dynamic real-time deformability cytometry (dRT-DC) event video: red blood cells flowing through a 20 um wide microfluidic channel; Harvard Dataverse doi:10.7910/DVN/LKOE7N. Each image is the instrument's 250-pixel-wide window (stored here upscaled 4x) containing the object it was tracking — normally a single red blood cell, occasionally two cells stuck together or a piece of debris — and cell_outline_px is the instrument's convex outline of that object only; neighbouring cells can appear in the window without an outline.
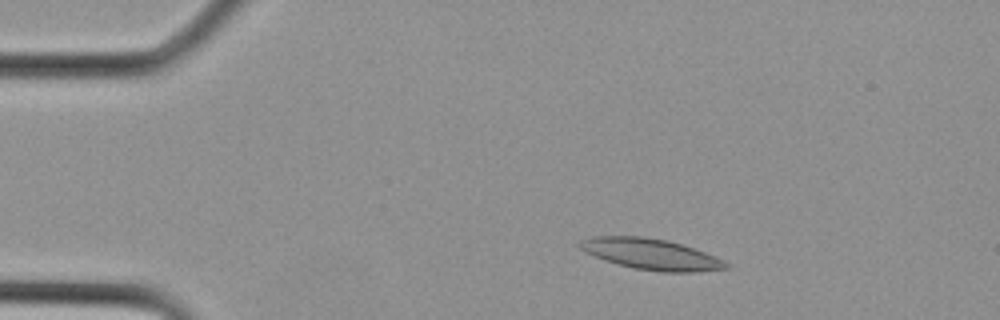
{"species": "Egyptian fruit bat (a non-hibernating species)", "species_latin": "Rousettus aegyptiacus", "temperature_condition": "cold", "stored_images_in_passage": 12, "camera_frame_rate_fps": 3000, "um_per_image_px": 0.085, "animal": {"sex": "female"}, "frame": {"image": 1, "passage_image": 3, "time_ms": 0.667, "image_size_px": [1000, 320], "cell_outline_px": [[732, 268], [696, 272], [660, 272], [636, 268], [604, 260], [584, 252], [580, 248], [580, 240], [592, 236], [644, 236], [668, 240], [716, 256], [732, 264]], "centroid_in_image_um": [55.39, 21.6], "position_along_channel_um": 29.6, "area_um2": 26.41}}
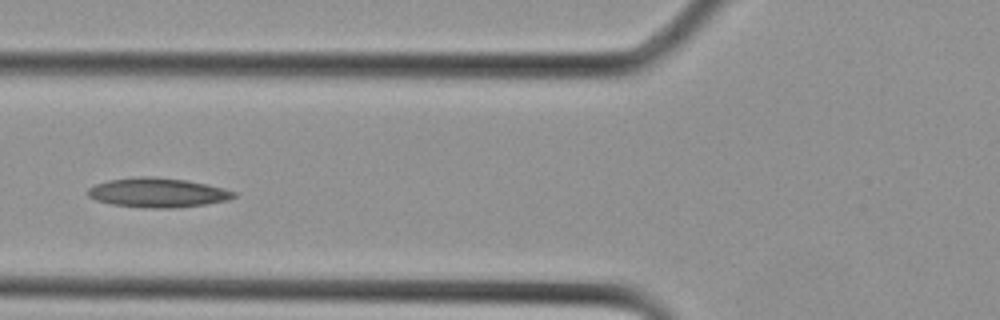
{"frame": {"image": 2, "passage_image": 9, "time_ms": 2.667, "image_size_px": [1000, 320], "cell_outline_px": [[236, 196], [228, 200], [204, 204], [176, 208], [148, 208], [112, 204], [96, 200], [88, 196], [88, 188], [96, 184], [108, 180], [140, 176], [152, 176], [184, 180], [224, 188], [236, 192]], "centroid_in_image_um": [13.39, 16.37], "position_along_channel_um": 112.4, "area_um2": 24.85}}
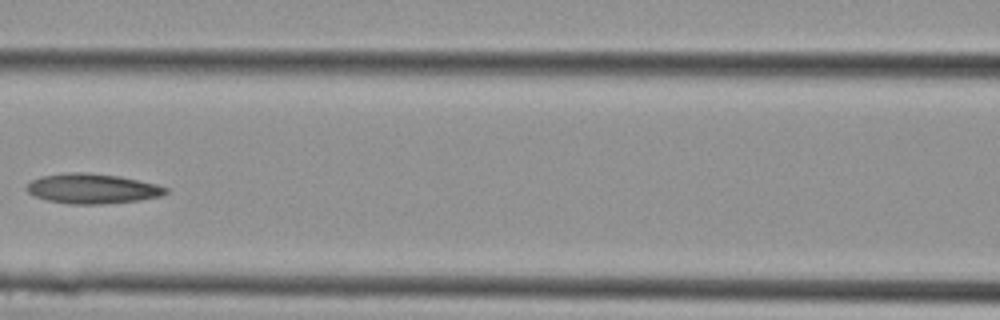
{"frame": {"image": 3, "passage_image": 11, "time_ms": 3.333, "image_size_px": [1000, 320], "cell_outline_px": [[168, 192], [160, 196], [140, 200], [104, 204], [72, 204], [48, 200], [36, 196], [28, 192], [24, 188], [32, 180], [40, 176], [68, 172], [88, 172], [120, 176], [156, 184], [168, 188]], "centroid_in_image_um": [7.85, 16.02], "position_along_channel_um": 158.8, "area_um2": 24.28}}